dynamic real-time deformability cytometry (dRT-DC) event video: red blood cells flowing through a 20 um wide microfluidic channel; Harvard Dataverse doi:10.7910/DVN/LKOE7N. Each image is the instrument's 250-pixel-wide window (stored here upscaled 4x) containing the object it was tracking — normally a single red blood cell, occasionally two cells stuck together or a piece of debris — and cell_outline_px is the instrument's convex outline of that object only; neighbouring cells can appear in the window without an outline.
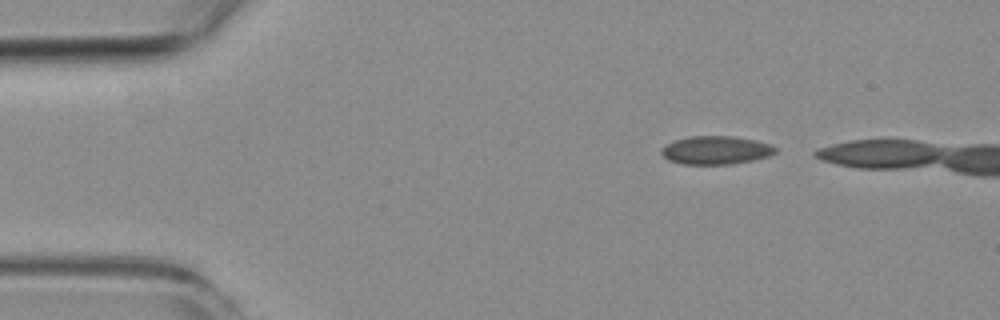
{"species": "common noctule bat (a hibernating species)", "species_latin": "Nyctalus noctula", "temperature_condition": "room temperature", "stored_images_in_passage": 2, "camera_frame_rate_fps": 3000, "um_per_image_px": 0.085, "animal": {"sex": "female", "body_mass_g": 19.3, "forearm_length_mm": 54.1}, "frame": {"image": 1, "passage_image": 1, "time_ms": 0.0, "image_size_px": [1000, 320], "cell_outline_px": [[776, 152], [768, 156], [752, 160], [732, 164], [680, 164], [668, 160], [660, 152], [660, 148], [664, 144], [672, 140], [688, 136], [732, 136], [756, 140], [768, 144], [776, 148]], "centroid_in_image_um": [60.77, 12.76], "position_along_channel_um": 24.2, "area_um2": 18.96}}